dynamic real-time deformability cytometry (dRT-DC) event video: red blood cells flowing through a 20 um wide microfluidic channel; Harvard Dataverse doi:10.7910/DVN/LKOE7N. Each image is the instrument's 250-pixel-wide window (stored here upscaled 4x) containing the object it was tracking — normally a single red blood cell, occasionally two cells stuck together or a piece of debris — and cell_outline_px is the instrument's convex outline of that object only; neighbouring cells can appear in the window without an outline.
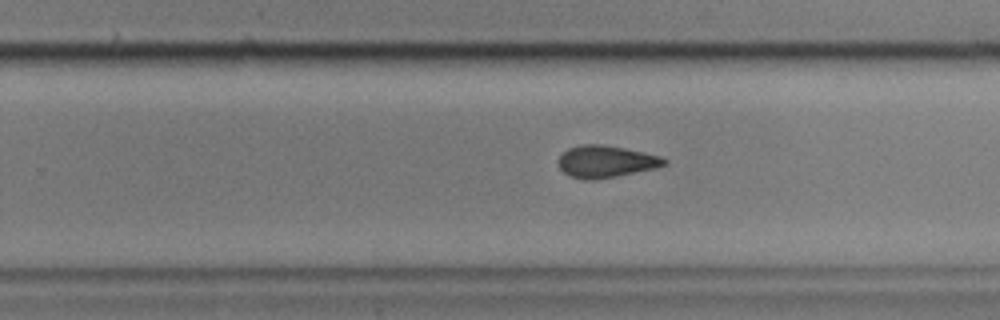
{"species": "common noctule bat (a hibernating species)", "species_latin": "Nyctalus noctula", "temperature_condition": "cold", "stored_images_in_passage": 42, "camera_frame_rate_fps": 3000, "um_per_image_px": 0.085, "animal": {"sex": "male", "body_mass_g": 17.9, "forearm_length_mm": 54.2}, "frame": {"image": 1, "passage_image": 25, "time_ms": 8.0, "image_size_px": [1000, 320], "cell_outline_px": [[668, 160], [664, 164], [656, 168], [616, 176], [592, 180], [584, 180], [568, 176], [556, 164], [560, 156], [568, 148], [580, 144], [600, 144], [624, 148], [644, 152], [660, 156]], "centroid_in_image_um": [51.45, 13.73], "position_along_channel_um": 278.3, "area_um2": 19.77}}
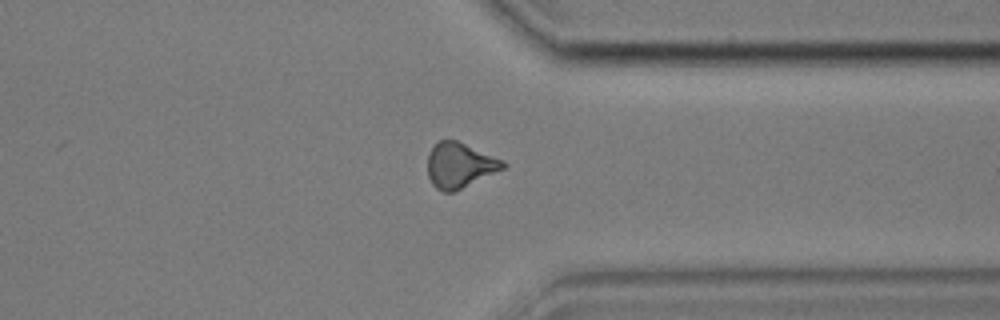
{"frame": {"image": 2, "passage_image": 33, "time_ms": 10.667, "image_size_px": [1000, 320], "cell_outline_px": [[508, 164], [504, 168], [452, 192], [444, 192], [436, 188], [432, 184], [428, 176], [428, 156], [432, 148], [440, 140], [456, 140], [504, 160]], "centroid_in_image_um": [39.07, 14.04], "position_along_channel_um": 372.3, "area_um2": 19.48}}
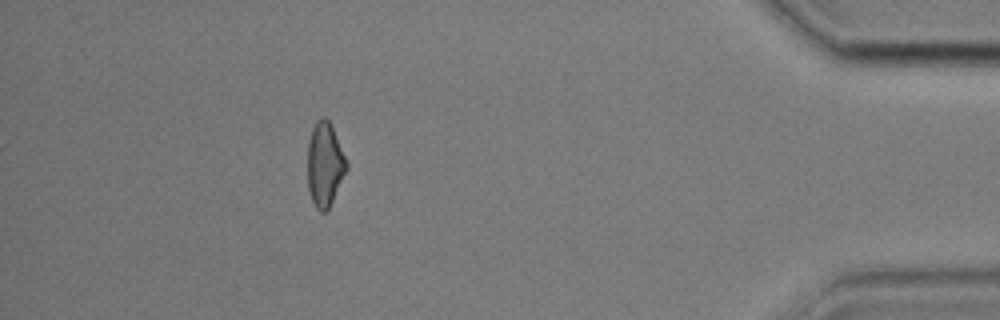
{"frame": {"image": 3, "passage_image": 40, "time_ms": 13.0, "image_size_px": [1000, 320], "cell_outline_px": [[348, 168], [328, 208], [324, 212], [320, 212], [316, 208], [312, 200], [308, 188], [308, 140], [312, 128], [316, 120], [320, 116], [324, 116], [332, 124], [348, 164]], "centroid_in_image_um": [27.6, 13.92], "position_along_channel_um": 407.6, "area_um2": 19.13}, "authors_computed_cell_mechanics": {"area_um2": 19.7676, "velocity_mm_per_s": 3.6049, "shape_relaxation_time_tau1_ms": 7.1479, "shape_relaxation_time_tau2_ms": 5.357, "deformation_change_tau1": 0.135, "deformation_change_tau2": 0.1443}}